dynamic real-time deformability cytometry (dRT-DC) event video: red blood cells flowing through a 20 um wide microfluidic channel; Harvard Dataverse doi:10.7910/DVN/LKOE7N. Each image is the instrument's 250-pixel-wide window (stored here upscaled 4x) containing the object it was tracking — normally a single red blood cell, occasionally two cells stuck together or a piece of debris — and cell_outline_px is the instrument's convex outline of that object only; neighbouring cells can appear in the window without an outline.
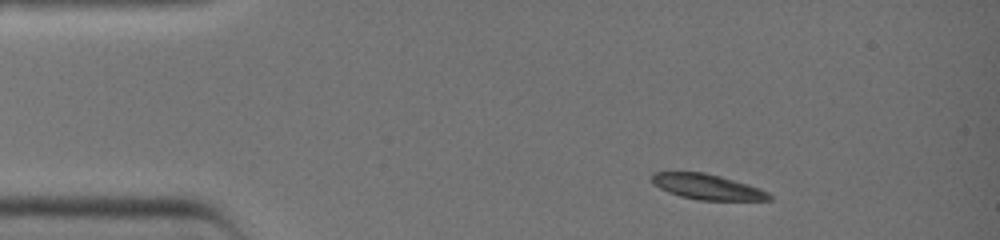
{"species": "common noctule bat (a hibernating species)", "species_latin": "Nyctalus noctula", "temperature_condition": "warm", "stored_images_in_passage": 6, "camera_frame_rate_fps": 3000, "um_per_image_px": 0.085, "animal": {"sex": "female", "body_mass_g": 19.0, "forearm_length_mm": 51.5}, "frame": {"image": 1, "passage_image": 1, "time_ms": 0.0, "image_size_px": [1000, 240], "cell_outline_px": [[772, 200], [700, 200], [680, 196], [668, 192], [652, 184], [652, 172], [704, 172], [720, 176], [748, 184], [760, 188], [768, 192], [772, 196]], "centroid_in_image_um": [60.12, 15.88], "position_along_channel_um": 24.9, "area_um2": 17.34}}